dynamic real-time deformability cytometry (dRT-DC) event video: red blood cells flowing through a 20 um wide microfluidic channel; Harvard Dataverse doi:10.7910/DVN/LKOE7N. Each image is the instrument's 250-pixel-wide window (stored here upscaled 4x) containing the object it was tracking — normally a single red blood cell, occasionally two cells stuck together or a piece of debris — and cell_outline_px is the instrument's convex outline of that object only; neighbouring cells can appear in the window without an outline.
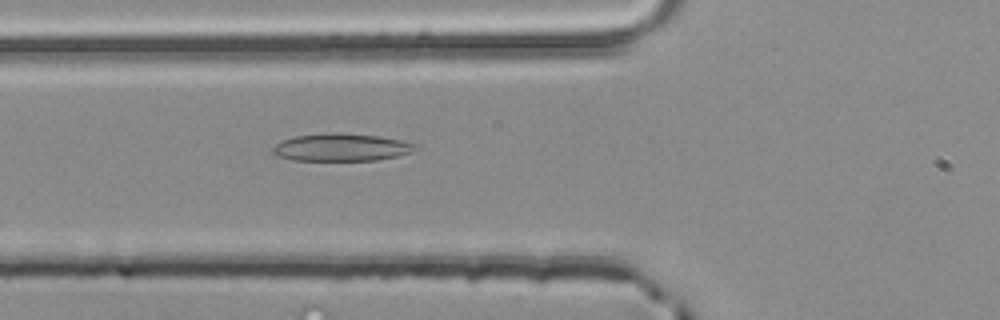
{"species": "common noctule bat (a hibernating species)", "species_latin": "Nyctalus noctula", "temperature_condition": "room temperature", "stored_images_in_passage": 37, "camera_frame_rate_fps": 3000, "um_per_image_px": 0.085, "animal": {"sex": "male", "body_mass_g": 20.4}, "frame": {"image": 1, "passage_image": 4, "time_ms": 1.0, "image_size_px": [1000, 320], "cell_outline_px": [[420, 148], [396, 156], [376, 160], [292, 160], [276, 156], [272, 152], [272, 148], [276, 144], [284, 140], [296, 136], [324, 132], [336, 132], [380, 136], [400, 140], [416, 144]], "centroid_in_image_um": [28.99, 12.51], "position_along_channel_um": 96.8, "area_um2": 22.89}}
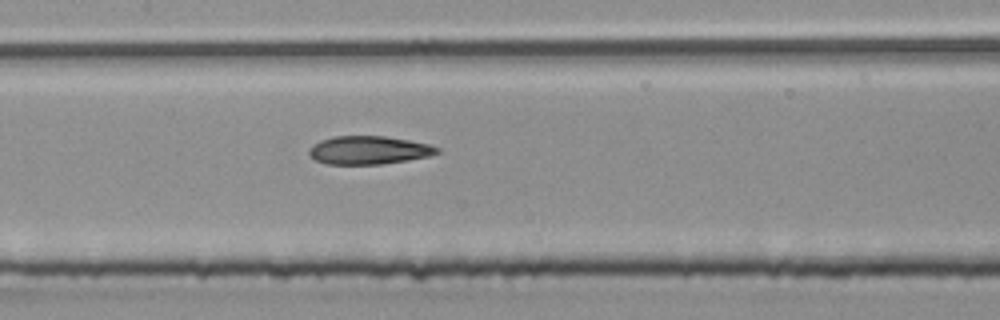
{"frame": {"image": 2, "passage_image": 10, "time_ms": 3.0, "image_size_px": [1000, 320], "cell_outline_px": [[440, 152], [428, 156], [408, 160], [380, 164], [324, 164], [316, 160], [308, 152], [308, 148], [312, 144], [320, 140], [332, 136], [384, 136], [408, 140], [428, 144], [440, 148]], "centroid_in_image_um": [31.31, 12.76], "position_along_channel_um": 176.1, "area_um2": 21.1}}
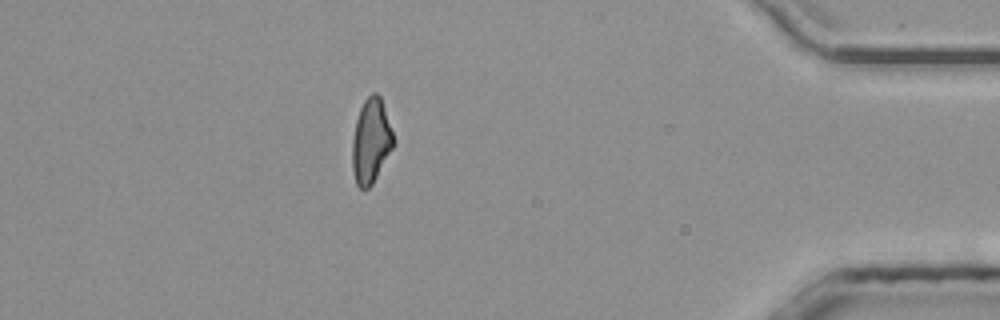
{"frame": {"image": 3, "passage_image": 31, "time_ms": 10.0, "image_size_px": [1000, 320], "cell_outline_px": [[396, 144], [372, 184], [368, 188], [360, 188], [356, 184], [352, 168], [352, 140], [356, 120], [360, 108], [364, 100], [372, 92], [376, 92], [380, 96], [396, 140]], "centroid_in_image_um": [31.55, 11.98], "position_along_channel_um": 403.7, "area_um2": 20.52}, "authors_computed_cell_mechanics": {"area_um2": 21.1548, "velocity_mm_per_s": 3.9256, "shape_relaxation_time_tau1_ms": 7.0838, "shape_relaxation_time_tau2_ms": 4.5797, "deformation_change_tau1": 0.1829, "deformation_change_tau2": 0.1358}}